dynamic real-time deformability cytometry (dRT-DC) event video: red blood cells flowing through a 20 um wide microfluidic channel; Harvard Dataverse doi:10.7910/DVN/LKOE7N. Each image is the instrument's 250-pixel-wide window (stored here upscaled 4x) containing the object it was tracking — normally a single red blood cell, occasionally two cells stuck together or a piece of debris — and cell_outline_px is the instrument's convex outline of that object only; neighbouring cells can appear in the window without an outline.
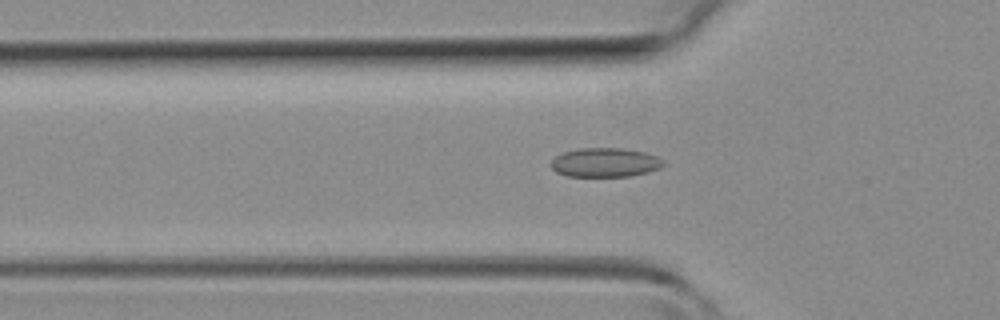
{"species": "common noctule bat (a hibernating species)", "species_latin": "Nyctalus noctula", "temperature_condition": "room temperature", "stored_images_in_passage": 42, "camera_frame_rate_fps": 3000, "um_per_image_px": 0.085, "animal": {"sex": "female", "body_mass_g": 19.3, "forearm_length_mm": 54.1}, "frame": {"image": 1, "passage_image": 14, "time_ms": 4.333, "image_size_px": [1000, 320], "cell_outline_px": [[664, 164], [660, 168], [648, 172], [632, 176], [568, 176], [556, 172], [548, 164], [556, 156], [564, 152], [580, 148], [620, 148], [644, 152], [656, 156], [664, 160]], "centroid_in_image_um": [51.42, 13.81], "position_along_channel_um": 74.4, "area_um2": 19.07}}
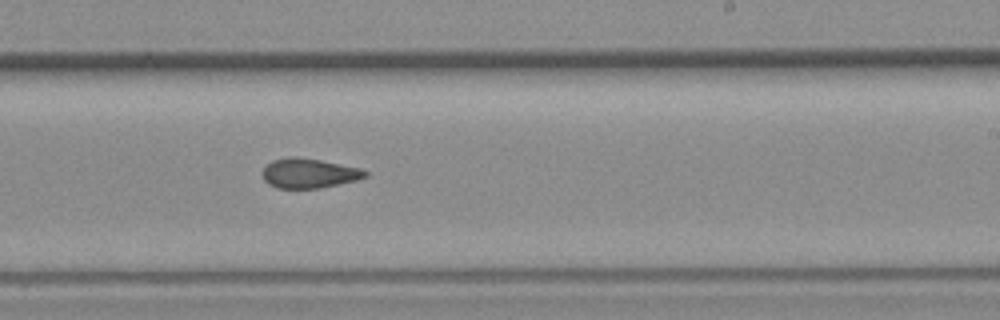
{"frame": {"image": 2, "passage_image": 26, "time_ms": 8.333, "image_size_px": [1000, 320], "cell_outline_px": [[368, 176], [356, 180], [320, 188], [276, 188], [268, 184], [264, 180], [260, 172], [272, 160], [288, 156], [296, 156], [320, 160], [360, 168], [368, 172]], "centroid_in_image_um": [26.22, 14.72], "position_along_channel_um": 262.8, "area_um2": 17.86}}
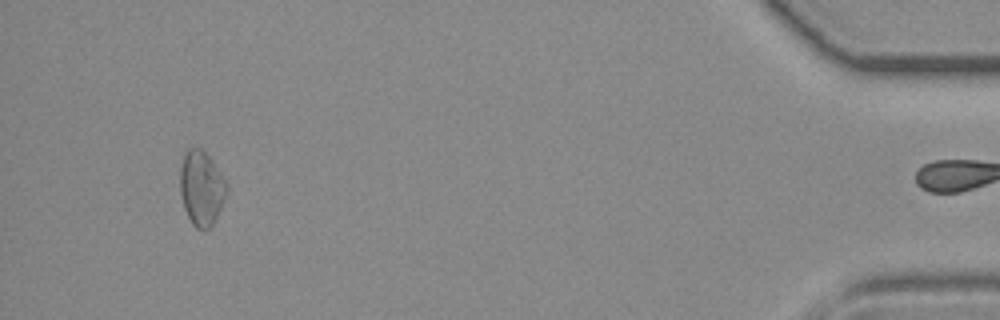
{"frame": {"image": 3, "passage_image": 41, "time_ms": 13.333, "image_size_px": [1000, 320], "cell_outline_px": [[228, 192], [212, 224], [204, 232], [196, 228], [192, 224], [184, 208], [180, 192], [180, 168], [184, 152], [188, 148], [200, 148], [212, 160], [228, 184]], "centroid_in_image_um": [17.12, 15.99], "position_along_channel_um": 418.1, "area_um2": 20.29}}